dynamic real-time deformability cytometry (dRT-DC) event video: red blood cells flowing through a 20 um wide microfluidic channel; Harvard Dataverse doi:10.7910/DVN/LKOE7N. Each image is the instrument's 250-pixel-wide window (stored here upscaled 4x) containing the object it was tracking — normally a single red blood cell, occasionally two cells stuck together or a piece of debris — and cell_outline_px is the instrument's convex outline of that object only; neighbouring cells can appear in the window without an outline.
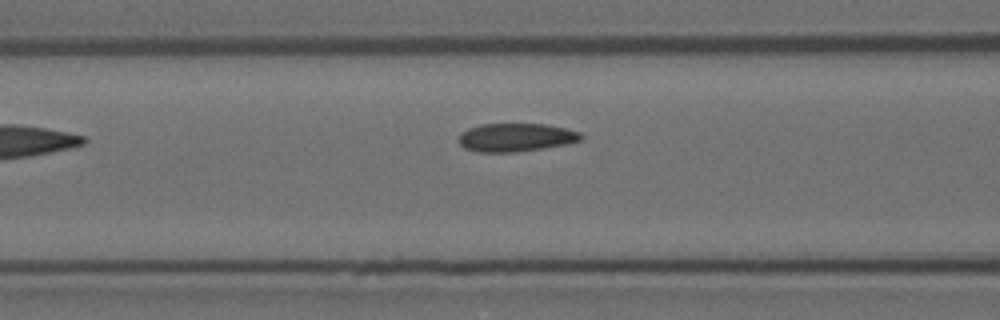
{"species": "Egyptian fruit bat (a non-hibernating species)", "species_latin": "Rousettus aegyptiacus", "temperature_condition": "room temperature", "stored_images_in_passage": 9, "camera_frame_rate_fps": 3000, "um_per_image_px": 0.085, "animal": {"sex": "female"}, "frame": {"image": 1, "passage_image": 4, "time_ms": 1.0, "image_size_px": [1000, 320], "cell_outline_px": [[584, 140], [564, 144], [516, 152], [476, 152], [464, 148], [456, 140], [460, 132], [468, 128], [480, 124], [544, 124], [564, 128], [580, 132], [584, 136]], "centroid_in_image_um": [43.79, 11.68], "position_along_channel_um": 122.8, "area_um2": 20.29}}
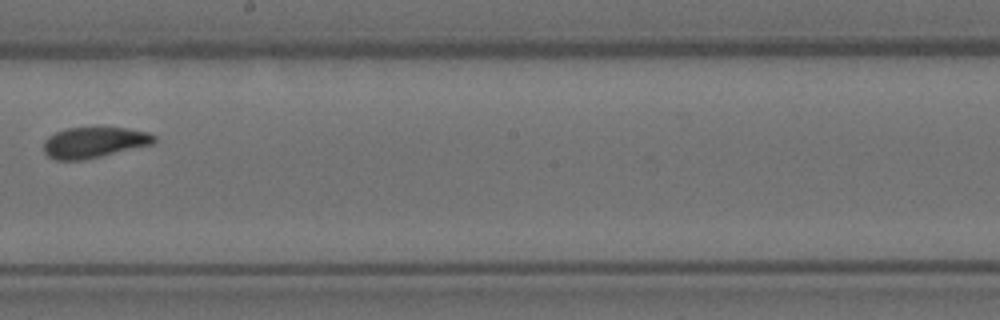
{"frame": {"image": 2, "passage_image": 7, "time_ms": 2.0, "image_size_px": [1000, 320], "cell_outline_px": [[156, 140], [152, 144], [84, 160], [56, 160], [48, 156], [44, 152], [44, 140], [48, 136], [56, 132], [68, 128], [128, 128], [148, 132], [156, 136]], "centroid_in_image_um": [7.99, 12.11], "position_along_channel_um": 240.2, "area_um2": 19.71}}
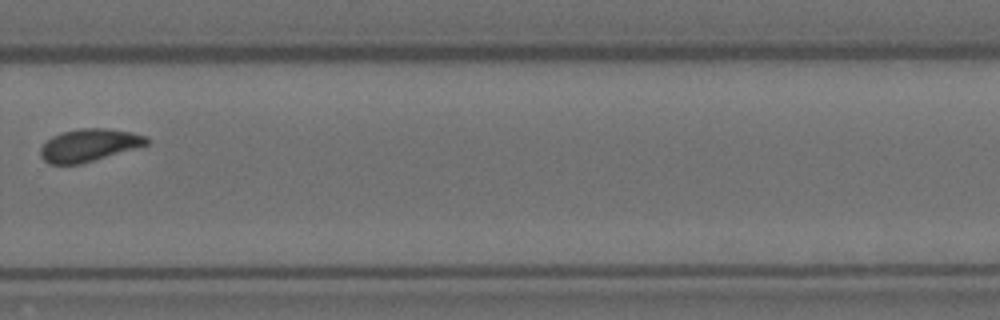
{"frame": {"image": 3, "passage_image": 9, "time_ms": 2.667, "image_size_px": [1000, 320], "cell_outline_px": [[152, 140], [148, 144], [136, 148], [80, 164], [48, 164], [40, 156], [40, 148], [52, 136], [60, 132], [80, 128], [104, 128], [132, 132], [148, 136]], "centroid_in_image_um": [7.59, 12.33], "position_along_channel_um": 322.2, "area_um2": 20.23}}